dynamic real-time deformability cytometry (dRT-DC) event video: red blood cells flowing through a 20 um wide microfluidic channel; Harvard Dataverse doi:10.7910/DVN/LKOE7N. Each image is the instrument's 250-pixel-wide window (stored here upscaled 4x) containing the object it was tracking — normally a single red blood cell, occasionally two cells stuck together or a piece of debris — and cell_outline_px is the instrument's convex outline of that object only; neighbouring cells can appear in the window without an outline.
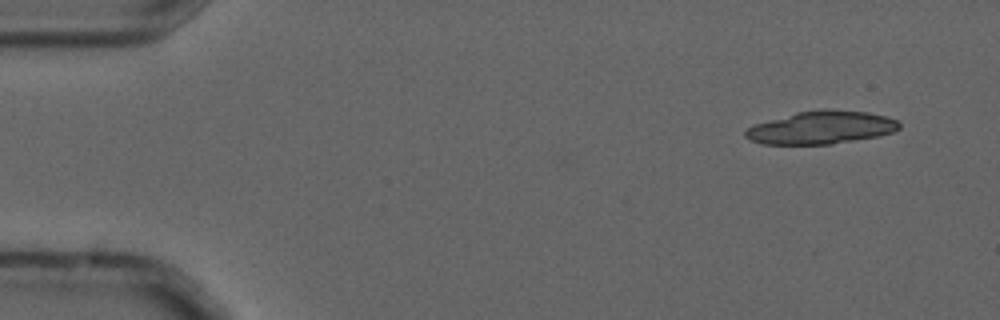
{"species": "common noctule bat (a hibernating species)", "species_latin": "Nyctalus noctula", "temperature_condition": "cold", "stored_images_in_passage": 4, "camera_frame_rate_fps": 3000, "um_per_image_px": 0.085, "animal": {"sex": "male", "forearm_length_mm": 52.5}, "frame": {"image": 1, "passage_image": 1, "time_ms": 0.0, "image_size_px": [1000, 320], "cell_outline_px": [[900, 128], [892, 132], [880, 136], [832, 144], [760, 144], [748, 140], [744, 136], [744, 132], [748, 128], [756, 124], [796, 112], [828, 108], [868, 112], [888, 116], [896, 120], [900, 124]], "centroid_in_image_um": [69.83, 10.84], "position_along_channel_um": 15.2, "area_um2": 29.71}}